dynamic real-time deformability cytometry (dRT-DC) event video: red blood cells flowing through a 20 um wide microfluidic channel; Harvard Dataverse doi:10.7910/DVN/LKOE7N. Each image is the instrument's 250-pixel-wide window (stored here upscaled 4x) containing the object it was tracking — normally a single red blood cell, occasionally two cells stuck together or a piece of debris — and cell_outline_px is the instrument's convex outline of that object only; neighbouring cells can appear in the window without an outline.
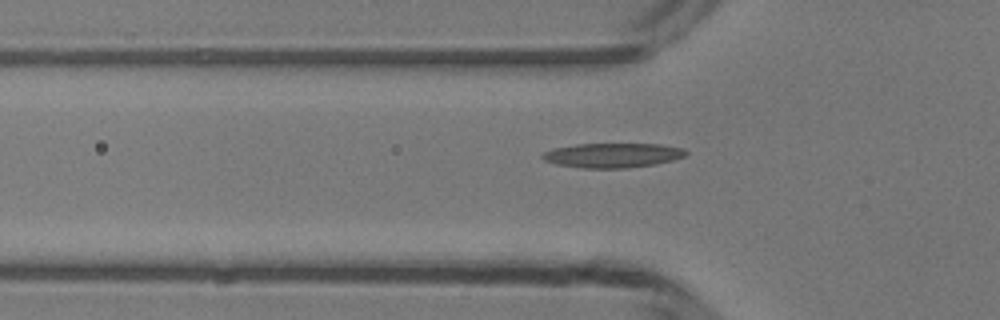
{"species": "common noctule bat (a hibernating species)", "species_latin": "Nyctalus noctula", "temperature_condition": "room temperature", "stored_images_in_passage": 42, "camera_frame_rate_fps": 3000, "um_per_image_px": 0.085, "animal": {"sex": "male", "body_mass_g": 13.3}, "frame": {"image": 1, "passage_image": 13, "time_ms": 4.0, "image_size_px": [1000, 320], "cell_outline_px": [[688, 152], [684, 156], [672, 160], [656, 164], [624, 168], [584, 168], [556, 164], [544, 160], [540, 156], [544, 152], [552, 148], [576, 144], [660, 144], [684, 148]], "centroid_in_image_um": [52.06, 13.19], "position_along_channel_um": 73.7, "area_um2": 20.52}}
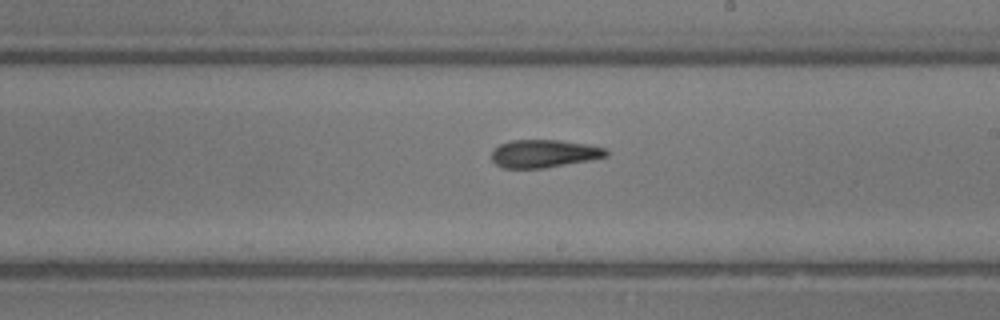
{"frame": {"image": 2, "passage_image": 25, "time_ms": 8.0, "image_size_px": [1000, 320], "cell_outline_px": [[608, 156], [588, 160], [544, 168], [504, 168], [496, 164], [492, 160], [492, 152], [500, 144], [512, 140], [560, 140], [588, 144], [604, 148], [608, 152]], "centroid_in_image_um": [46.24, 13.05], "position_along_channel_um": 242.8, "area_um2": 18.44}}
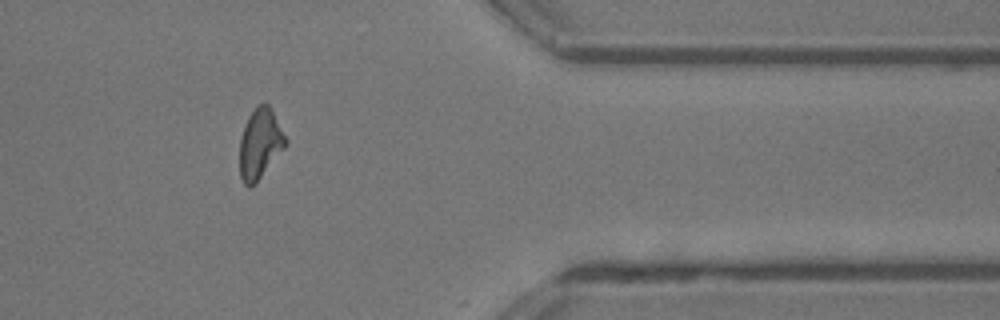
{"frame": {"image": 3, "passage_image": 37, "time_ms": 12.0, "image_size_px": [1000, 320], "cell_outline_px": [[288, 144], [256, 184], [248, 188], [244, 184], [240, 176], [240, 140], [248, 116], [260, 104], [268, 104], [288, 140]], "centroid_in_image_um": [22.11, 12.28], "position_along_channel_um": 389.3, "area_um2": 18.67}, "authors_computed_cell_mechanics": {"area_um2": 19.074, "velocity_mm_per_s": 4.2115, "shape_relaxation_time_tau1_ms": 4.73, "shape_relaxation_time_tau2_ms": 5.564, "deformation_change_tau1": 0.1651, "deformation_change_tau2": 0.1464}}